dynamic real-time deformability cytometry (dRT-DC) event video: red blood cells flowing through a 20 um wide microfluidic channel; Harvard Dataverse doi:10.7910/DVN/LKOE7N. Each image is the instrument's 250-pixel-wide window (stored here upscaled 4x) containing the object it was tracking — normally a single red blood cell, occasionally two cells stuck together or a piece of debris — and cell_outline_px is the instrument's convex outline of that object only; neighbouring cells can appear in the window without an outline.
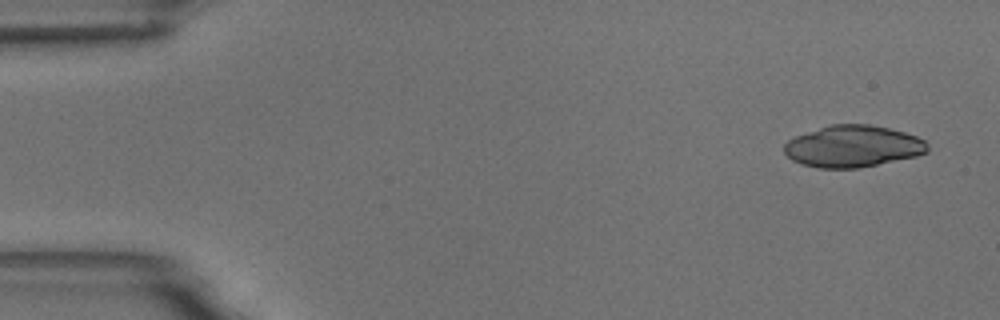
{"species": "common noctule bat (a hibernating species)", "species_latin": "Nyctalus noctula", "temperature_condition": "room temperature", "stored_images_in_passage": 21, "camera_frame_rate_fps": 3000, "um_per_image_px": 0.085, "animal": {"sex": "male", "body_mass_g": 18.8}, "frame": {"image": 1, "passage_image": 1, "time_ms": 0.0, "image_size_px": [1000, 320], "cell_outline_px": [[928, 152], [916, 156], [856, 168], [816, 168], [792, 160], [784, 152], [784, 144], [788, 140], [796, 136], [832, 124], [868, 124], [888, 128], [904, 132], [916, 136], [924, 140], [928, 144]], "centroid_in_image_um": [72.5, 12.44], "position_along_channel_um": 12.5, "area_um2": 34.51}}